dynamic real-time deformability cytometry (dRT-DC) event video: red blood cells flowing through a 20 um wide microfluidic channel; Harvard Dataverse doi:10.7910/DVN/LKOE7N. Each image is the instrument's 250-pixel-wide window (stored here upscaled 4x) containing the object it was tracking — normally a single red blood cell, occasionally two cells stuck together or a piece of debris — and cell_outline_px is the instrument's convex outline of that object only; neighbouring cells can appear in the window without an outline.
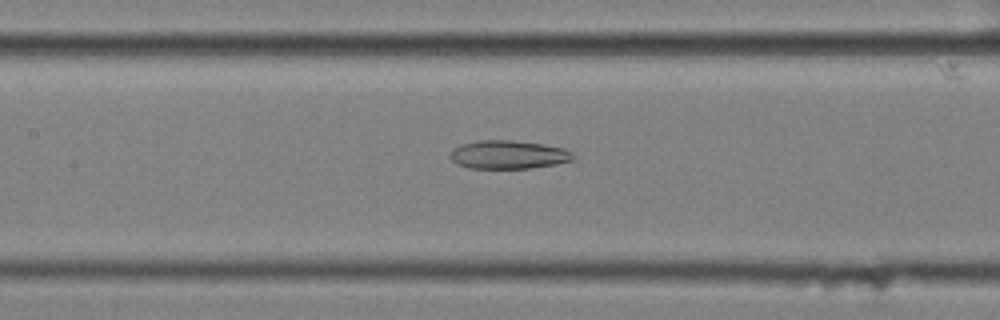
{"species": "common noctule bat (a hibernating species)", "species_latin": "Nyctalus noctula", "temperature_condition": "cold", "stored_images_in_passage": 59, "camera_frame_rate_fps": 3000, "um_per_image_px": 0.085, "animal": {"sex": "female", "body_mass_g": 25.1}, "frame": {"image": 1, "passage_image": 28, "time_ms": 9.0, "image_size_px": [1000, 320], "cell_outline_px": [[576, 156], [572, 160], [556, 164], [528, 168], [468, 168], [452, 160], [452, 148], [460, 144], [480, 140], [512, 140], [544, 144], [564, 148], [572, 152]], "centroid_in_image_um": [43.25, 13.13], "position_along_channel_um": 164.2, "area_um2": 20.29}}
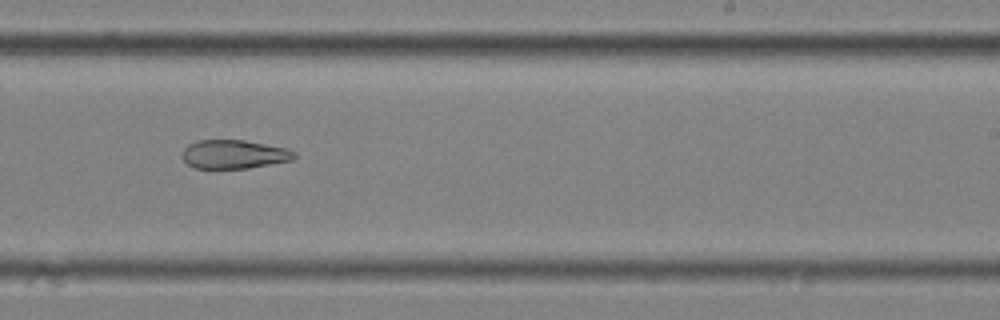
{"frame": {"image": 2, "passage_image": 37, "time_ms": 12.0, "image_size_px": [1000, 320], "cell_outline_px": [[296, 156], [292, 160], [248, 168], [192, 168], [180, 156], [180, 152], [188, 144], [196, 140], [244, 140], [288, 148], [296, 152]], "centroid_in_image_um": [19.85, 13.1], "position_along_channel_um": 269.1, "area_um2": 18.96}}
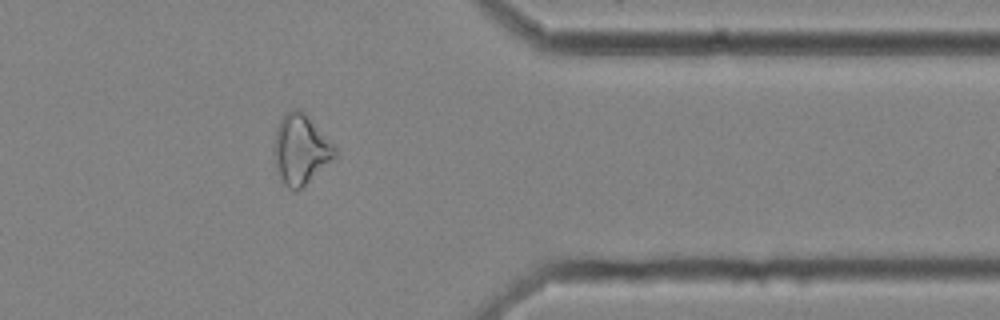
{"frame": {"image": 3, "passage_image": 48, "time_ms": 15.667, "image_size_px": [1000, 320], "cell_outline_px": [[340, 156], [300, 188], [288, 188], [284, 184], [276, 168], [272, 152], [276, 128], [280, 120], [292, 108], [300, 108], [308, 116], [336, 148]], "centroid_in_image_um": [25.57, 12.69], "position_along_channel_um": 385.8, "area_um2": 24.85}, "authors_computed_cell_mechanics": {"area_um2": 26.7614, "velocity_mm_per_s": 3.5128, "shape_relaxation_time_tau1_ms": null, "shape_relaxation_time_tau2_ms": 5.8789, "deformation_change_tau1": null, "deformation_change_tau2": 0.1433}}